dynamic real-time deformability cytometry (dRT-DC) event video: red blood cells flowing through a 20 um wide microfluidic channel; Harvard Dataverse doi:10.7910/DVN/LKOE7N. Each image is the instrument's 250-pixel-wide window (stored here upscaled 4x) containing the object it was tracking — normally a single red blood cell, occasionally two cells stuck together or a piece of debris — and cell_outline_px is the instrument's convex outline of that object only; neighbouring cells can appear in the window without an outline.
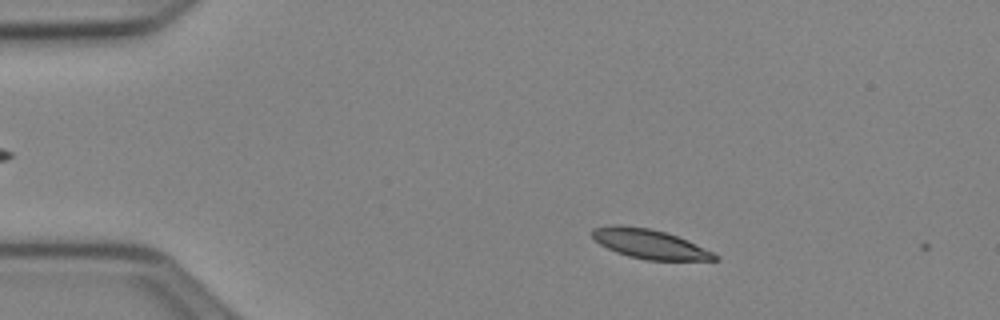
{"species": "Egyptian fruit bat (a non-hibernating species)", "species_latin": "Rousettus aegyptiacus", "temperature_condition": "cold", "stored_images_in_passage": 3, "camera_frame_rate_fps": 3000, "um_per_image_px": 0.085, "animal": {"sex": "female"}, "frame": {"image": 1, "passage_image": 2, "time_ms": 0.333, "image_size_px": [1000, 320], "cell_outline_px": [[720, 260], [644, 260], [628, 256], [616, 252], [600, 244], [592, 236], [592, 228], [612, 224], [620, 224], [648, 228], [664, 232], [688, 240], [720, 256]], "centroid_in_image_um": [55.21, 20.73], "position_along_channel_um": 29.8, "area_um2": 20.98}}